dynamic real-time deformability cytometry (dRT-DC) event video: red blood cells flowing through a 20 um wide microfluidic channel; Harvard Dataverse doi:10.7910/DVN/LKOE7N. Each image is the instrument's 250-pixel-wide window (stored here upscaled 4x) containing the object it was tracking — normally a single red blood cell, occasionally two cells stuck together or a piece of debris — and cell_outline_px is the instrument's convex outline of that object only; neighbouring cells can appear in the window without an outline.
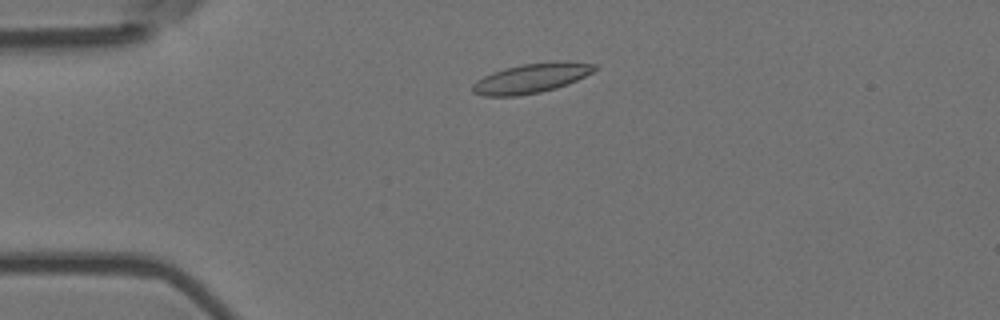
{"species": "Egyptian fruit bat (a non-hibernating species)", "species_latin": "Rousettus aegyptiacus", "temperature_condition": "room temperature", "stored_images_in_passage": 2, "camera_frame_rate_fps": 3000, "um_per_image_px": 0.085, "animal": {"sex": "female"}, "frame": {"image": 1, "passage_image": 2, "time_ms": 0.333, "image_size_px": [1000, 320], "cell_outline_px": [[596, 68], [592, 72], [568, 84], [556, 88], [540, 92], [516, 96], [484, 96], [472, 92], [472, 84], [476, 80], [492, 72], [504, 68], [520, 64], [568, 60], [596, 64]], "centroid_in_image_um": [45.15, 6.64], "position_along_channel_um": 39.9, "area_um2": 21.15}}